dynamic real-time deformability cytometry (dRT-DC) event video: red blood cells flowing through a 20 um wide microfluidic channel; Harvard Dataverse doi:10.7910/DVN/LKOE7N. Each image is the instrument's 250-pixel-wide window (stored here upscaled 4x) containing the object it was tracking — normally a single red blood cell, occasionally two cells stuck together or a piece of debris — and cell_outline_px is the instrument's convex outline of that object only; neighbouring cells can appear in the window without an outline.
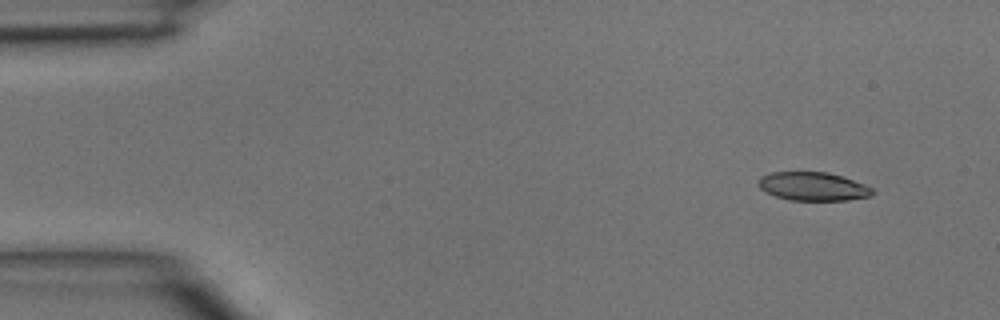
{"species": "common noctule bat (a hibernating species)", "species_latin": "Nyctalus noctula", "temperature_condition": "room temperature", "stored_images_in_passage": 3, "camera_frame_rate_fps": 3000, "um_per_image_px": 0.085, "animal": {"sex": "male", "body_mass_g": 15.6}, "frame": {"image": 1, "passage_image": 1, "time_ms": 0.0, "image_size_px": [1000, 320], "cell_outline_px": [[876, 192], [872, 196], [848, 200], [788, 200], [776, 196], [760, 188], [756, 184], [760, 176], [772, 172], [828, 172], [864, 184], [872, 188]], "centroid_in_image_um": [69.1, 15.85], "position_along_channel_um": 15.9, "area_um2": 18.96}}